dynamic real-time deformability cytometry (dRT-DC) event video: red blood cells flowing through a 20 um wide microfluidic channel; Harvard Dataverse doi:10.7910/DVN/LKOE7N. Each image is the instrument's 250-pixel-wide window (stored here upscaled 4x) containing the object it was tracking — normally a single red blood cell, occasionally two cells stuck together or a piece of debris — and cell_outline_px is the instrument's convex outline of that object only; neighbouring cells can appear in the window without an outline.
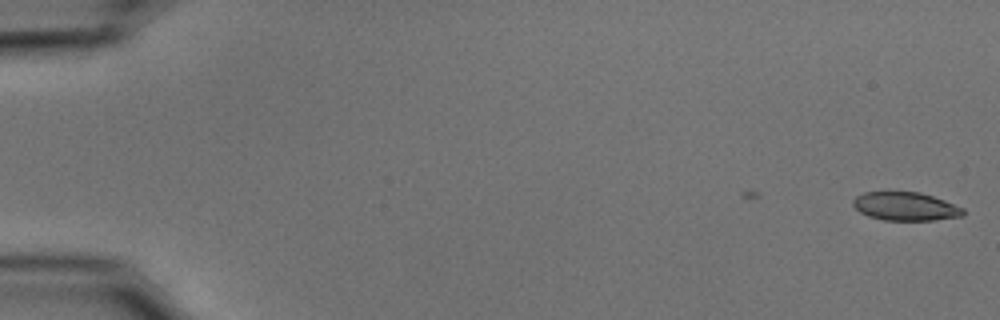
{"species": "common noctule bat (a hibernating species)", "species_latin": "Nyctalus noctula", "temperature_condition": "cold", "stored_images_in_passage": 2, "camera_frame_rate_fps": 3000, "um_per_image_px": 0.085, "animal": {"sex": "male", "body_mass_g": 15.6}, "frame": {"image": 1, "passage_image": 2, "time_ms": 0.333, "image_size_px": [1000, 320], "cell_outline_px": [[964, 216], [932, 220], [884, 220], [868, 216], [860, 212], [852, 204], [852, 200], [856, 196], [864, 192], [920, 192], [944, 200], [964, 208]], "centroid_in_image_um": [76.96, 17.54], "position_along_channel_um": 8.0, "area_um2": 18.21}}